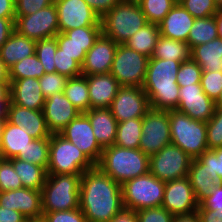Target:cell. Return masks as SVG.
<instances>
[{
    "instance_id": "obj_1",
    "label": "cell",
    "mask_w": 222,
    "mask_h": 222,
    "mask_svg": "<svg viewBox=\"0 0 222 222\" xmlns=\"http://www.w3.org/2000/svg\"><path fill=\"white\" fill-rule=\"evenodd\" d=\"M79 208L87 222H109L124 209L121 185L95 165L81 176Z\"/></svg>"
},
{
    "instance_id": "obj_2",
    "label": "cell",
    "mask_w": 222,
    "mask_h": 222,
    "mask_svg": "<svg viewBox=\"0 0 222 222\" xmlns=\"http://www.w3.org/2000/svg\"><path fill=\"white\" fill-rule=\"evenodd\" d=\"M182 62L149 58L142 89L149 99L151 109L176 110L179 102L177 73Z\"/></svg>"
},
{
    "instance_id": "obj_3",
    "label": "cell",
    "mask_w": 222,
    "mask_h": 222,
    "mask_svg": "<svg viewBox=\"0 0 222 222\" xmlns=\"http://www.w3.org/2000/svg\"><path fill=\"white\" fill-rule=\"evenodd\" d=\"M96 166L122 185L130 179L149 173V156L140 149L111 145L103 149Z\"/></svg>"
},
{
    "instance_id": "obj_4",
    "label": "cell",
    "mask_w": 222,
    "mask_h": 222,
    "mask_svg": "<svg viewBox=\"0 0 222 222\" xmlns=\"http://www.w3.org/2000/svg\"><path fill=\"white\" fill-rule=\"evenodd\" d=\"M102 34L123 44L148 24L138 3L121 1L101 19Z\"/></svg>"
},
{
    "instance_id": "obj_5",
    "label": "cell",
    "mask_w": 222,
    "mask_h": 222,
    "mask_svg": "<svg viewBox=\"0 0 222 222\" xmlns=\"http://www.w3.org/2000/svg\"><path fill=\"white\" fill-rule=\"evenodd\" d=\"M80 182L76 174H48L41 189L42 212L78 209Z\"/></svg>"
},
{
    "instance_id": "obj_6",
    "label": "cell",
    "mask_w": 222,
    "mask_h": 222,
    "mask_svg": "<svg viewBox=\"0 0 222 222\" xmlns=\"http://www.w3.org/2000/svg\"><path fill=\"white\" fill-rule=\"evenodd\" d=\"M171 143L192 159L208 150L206 122L195 120L177 110H169Z\"/></svg>"
},
{
    "instance_id": "obj_7",
    "label": "cell",
    "mask_w": 222,
    "mask_h": 222,
    "mask_svg": "<svg viewBox=\"0 0 222 222\" xmlns=\"http://www.w3.org/2000/svg\"><path fill=\"white\" fill-rule=\"evenodd\" d=\"M95 164L76 145L59 133L49 138V165L47 174H76L82 176Z\"/></svg>"
},
{
    "instance_id": "obj_8",
    "label": "cell",
    "mask_w": 222,
    "mask_h": 222,
    "mask_svg": "<svg viewBox=\"0 0 222 222\" xmlns=\"http://www.w3.org/2000/svg\"><path fill=\"white\" fill-rule=\"evenodd\" d=\"M121 189L124 208L139 211L162 206L165 182L149 172L124 182Z\"/></svg>"
},
{
    "instance_id": "obj_9",
    "label": "cell",
    "mask_w": 222,
    "mask_h": 222,
    "mask_svg": "<svg viewBox=\"0 0 222 222\" xmlns=\"http://www.w3.org/2000/svg\"><path fill=\"white\" fill-rule=\"evenodd\" d=\"M149 57L118 44L110 74L121 87H143Z\"/></svg>"
},
{
    "instance_id": "obj_10",
    "label": "cell",
    "mask_w": 222,
    "mask_h": 222,
    "mask_svg": "<svg viewBox=\"0 0 222 222\" xmlns=\"http://www.w3.org/2000/svg\"><path fill=\"white\" fill-rule=\"evenodd\" d=\"M192 158L181 148L168 144L149 157V172L163 182L188 176Z\"/></svg>"
},
{
    "instance_id": "obj_11",
    "label": "cell",
    "mask_w": 222,
    "mask_h": 222,
    "mask_svg": "<svg viewBox=\"0 0 222 222\" xmlns=\"http://www.w3.org/2000/svg\"><path fill=\"white\" fill-rule=\"evenodd\" d=\"M168 144H171L169 112L150 109L142 117L139 149L150 157Z\"/></svg>"
},
{
    "instance_id": "obj_12",
    "label": "cell",
    "mask_w": 222,
    "mask_h": 222,
    "mask_svg": "<svg viewBox=\"0 0 222 222\" xmlns=\"http://www.w3.org/2000/svg\"><path fill=\"white\" fill-rule=\"evenodd\" d=\"M15 30L22 36L38 41L55 37L59 33L55 4L27 16L15 17Z\"/></svg>"
},
{
    "instance_id": "obj_13",
    "label": "cell",
    "mask_w": 222,
    "mask_h": 222,
    "mask_svg": "<svg viewBox=\"0 0 222 222\" xmlns=\"http://www.w3.org/2000/svg\"><path fill=\"white\" fill-rule=\"evenodd\" d=\"M59 134L76 145L95 165L98 164L103 148L97 142L89 118L84 113L71 120Z\"/></svg>"
},
{
    "instance_id": "obj_14",
    "label": "cell",
    "mask_w": 222,
    "mask_h": 222,
    "mask_svg": "<svg viewBox=\"0 0 222 222\" xmlns=\"http://www.w3.org/2000/svg\"><path fill=\"white\" fill-rule=\"evenodd\" d=\"M55 6L59 33L80 27H101L100 17L84 0H62Z\"/></svg>"
},
{
    "instance_id": "obj_15",
    "label": "cell",
    "mask_w": 222,
    "mask_h": 222,
    "mask_svg": "<svg viewBox=\"0 0 222 222\" xmlns=\"http://www.w3.org/2000/svg\"><path fill=\"white\" fill-rule=\"evenodd\" d=\"M118 123L142 118L150 109L149 99L141 87H121L109 107Z\"/></svg>"
},
{
    "instance_id": "obj_16",
    "label": "cell",
    "mask_w": 222,
    "mask_h": 222,
    "mask_svg": "<svg viewBox=\"0 0 222 222\" xmlns=\"http://www.w3.org/2000/svg\"><path fill=\"white\" fill-rule=\"evenodd\" d=\"M162 207L173 216L197 211L199 202L196 200L188 176L165 182Z\"/></svg>"
},
{
    "instance_id": "obj_17",
    "label": "cell",
    "mask_w": 222,
    "mask_h": 222,
    "mask_svg": "<svg viewBox=\"0 0 222 222\" xmlns=\"http://www.w3.org/2000/svg\"><path fill=\"white\" fill-rule=\"evenodd\" d=\"M215 108V101L204 93L200 83L179 86L177 111L192 119L207 122L213 116Z\"/></svg>"
},
{
    "instance_id": "obj_18",
    "label": "cell",
    "mask_w": 222,
    "mask_h": 222,
    "mask_svg": "<svg viewBox=\"0 0 222 222\" xmlns=\"http://www.w3.org/2000/svg\"><path fill=\"white\" fill-rule=\"evenodd\" d=\"M0 206L19 211L27 220H42L41 190L23 187L0 191Z\"/></svg>"
},
{
    "instance_id": "obj_19",
    "label": "cell",
    "mask_w": 222,
    "mask_h": 222,
    "mask_svg": "<svg viewBox=\"0 0 222 222\" xmlns=\"http://www.w3.org/2000/svg\"><path fill=\"white\" fill-rule=\"evenodd\" d=\"M118 43L101 34L86 52L82 64V75L110 73Z\"/></svg>"
},
{
    "instance_id": "obj_20",
    "label": "cell",
    "mask_w": 222,
    "mask_h": 222,
    "mask_svg": "<svg viewBox=\"0 0 222 222\" xmlns=\"http://www.w3.org/2000/svg\"><path fill=\"white\" fill-rule=\"evenodd\" d=\"M48 130L59 133L81 112L67 99L63 92L54 93L45 99L43 108Z\"/></svg>"
},
{
    "instance_id": "obj_21",
    "label": "cell",
    "mask_w": 222,
    "mask_h": 222,
    "mask_svg": "<svg viewBox=\"0 0 222 222\" xmlns=\"http://www.w3.org/2000/svg\"><path fill=\"white\" fill-rule=\"evenodd\" d=\"M7 121L15 126L25 127V132L34 139L50 138L43 110L28 109L10 104Z\"/></svg>"
},
{
    "instance_id": "obj_22",
    "label": "cell",
    "mask_w": 222,
    "mask_h": 222,
    "mask_svg": "<svg viewBox=\"0 0 222 222\" xmlns=\"http://www.w3.org/2000/svg\"><path fill=\"white\" fill-rule=\"evenodd\" d=\"M84 76L87 78L90 109L109 108L121 88L119 82L110 73Z\"/></svg>"
},
{
    "instance_id": "obj_23",
    "label": "cell",
    "mask_w": 222,
    "mask_h": 222,
    "mask_svg": "<svg viewBox=\"0 0 222 222\" xmlns=\"http://www.w3.org/2000/svg\"><path fill=\"white\" fill-rule=\"evenodd\" d=\"M195 18L178 2L159 23V31L162 37L187 42Z\"/></svg>"
},
{
    "instance_id": "obj_24",
    "label": "cell",
    "mask_w": 222,
    "mask_h": 222,
    "mask_svg": "<svg viewBox=\"0 0 222 222\" xmlns=\"http://www.w3.org/2000/svg\"><path fill=\"white\" fill-rule=\"evenodd\" d=\"M11 103L28 109L43 110L45 98L40 89L39 79L22 78L10 83Z\"/></svg>"
},
{
    "instance_id": "obj_25",
    "label": "cell",
    "mask_w": 222,
    "mask_h": 222,
    "mask_svg": "<svg viewBox=\"0 0 222 222\" xmlns=\"http://www.w3.org/2000/svg\"><path fill=\"white\" fill-rule=\"evenodd\" d=\"M90 121L93 133L99 145L104 149L114 145L118 122L109 108L89 109L84 113Z\"/></svg>"
},
{
    "instance_id": "obj_26",
    "label": "cell",
    "mask_w": 222,
    "mask_h": 222,
    "mask_svg": "<svg viewBox=\"0 0 222 222\" xmlns=\"http://www.w3.org/2000/svg\"><path fill=\"white\" fill-rule=\"evenodd\" d=\"M36 41L20 35L16 30L0 47V58L5 67L9 69L24 58L34 55Z\"/></svg>"
},
{
    "instance_id": "obj_27",
    "label": "cell",
    "mask_w": 222,
    "mask_h": 222,
    "mask_svg": "<svg viewBox=\"0 0 222 222\" xmlns=\"http://www.w3.org/2000/svg\"><path fill=\"white\" fill-rule=\"evenodd\" d=\"M191 58L200 65L202 72H222V39L217 37L193 47Z\"/></svg>"
},
{
    "instance_id": "obj_28",
    "label": "cell",
    "mask_w": 222,
    "mask_h": 222,
    "mask_svg": "<svg viewBox=\"0 0 222 222\" xmlns=\"http://www.w3.org/2000/svg\"><path fill=\"white\" fill-rule=\"evenodd\" d=\"M24 130L25 127L15 126L6 121L0 147V155L3 159L15 158L20 152H24L34 139Z\"/></svg>"
},
{
    "instance_id": "obj_29",
    "label": "cell",
    "mask_w": 222,
    "mask_h": 222,
    "mask_svg": "<svg viewBox=\"0 0 222 222\" xmlns=\"http://www.w3.org/2000/svg\"><path fill=\"white\" fill-rule=\"evenodd\" d=\"M159 26L148 23L123 43L128 48L151 58L160 37Z\"/></svg>"
},
{
    "instance_id": "obj_30",
    "label": "cell",
    "mask_w": 222,
    "mask_h": 222,
    "mask_svg": "<svg viewBox=\"0 0 222 222\" xmlns=\"http://www.w3.org/2000/svg\"><path fill=\"white\" fill-rule=\"evenodd\" d=\"M9 160L12 162L13 168L19 176L23 187L35 190L43 188L48 175L45 168L18 158H11Z\"/></svg>"
},
{
    "instance_id": "obj_31",
    "label": "cell",
    "mask_w": 222,
    "mask_h": 222,
    "mask_svg": "<svg viewBox=\"0 0 222 222\" xmlns=\"http://www.w3.org/2000/svg\"><path fill=\"white\" fill-rule=\"evenodd\" d=\"M151 58L184 62L191 58L187 42L160 36Z\"/></svg>"
},
{
    "instance_id": "obj_32",
    "label": "cell",
    "mask_w": 222,
    "mask_h": 222,
    "mask_svg": "<svg viewBox=\"0 0 222 222\" xmlns=\"http://www.w3.org/2000/svg\"><path fill=\"white\" fill-rule=\"evenodd\" d=\"M188 178L199 203L219 185L194 159L189 167Z\"/></svg>"
},
{
    "instance_id": "obj_33",
    "label": "cell",
    "mask_w": 222,
    "mask_h": 222,
    "mask_svg": "<svg viewBox=\"0 0 222 222\" xmlns=\"http://www.w3.org/2000/svg\"><path fill=\"white\" fill-rule=\"evenodd\" d=\"M63 93L81 113H85L90 109L86 76L80 75L68 78Z\"/></svg>"
},
{
    "instance_id": "obj_34",
    "label": "cell",
    "mask_w": 222,
    "mask_h": 222,
    "mask_svg": "<svg viewBox=\"0 0 222 222\" xmlns=\"http://www.w3.org/2000/svg\"><path fill=\"white\" fill-rule=\"evenodd\" d=\"M142 135V118H133L118 123L114 145L123 148L139 149Z\"/></svg>"
},
{
    "instance_id": "obj_35",
    "label": "cell",
    "mask_w": 222,
    "mask_h": 222,
    "mask_svg": "<svg viewBox=\"0 0 222 222\" xmlns=\"http://www.w3.org/2000/svg\"><path fill=\"white\" fill-rule=\"evenodd\" d=\"M218 37V30L214 16L195 18L189 31L187 44L192 49L199 44H205Z\"/></svg>"
},
{
    "instance_id": "obj_36",
    "label": "cell",
    "mask_w": 222,
    "mask_h": 222,
    "mask_svg": "<svg viewBox=\"0 0 222 222\" xmlns=\"http://www.w3.org/2000/svg\"><path fill=\"white\" fill-rule=\"evenodd\" d=\"M44 74L45 69L36 54L24 58L8 69L10 83L17 79L29 77L39 79Z\"/></svg>"
},
{
    "instance_id": "obj_37",
    "label": "cell",
    "mask_w": 222,
    "mask_h": 222,
    "mask_svg": "<svg viewBox=\"0 0 222 222\" xmlns=\"http://www.w3.org/2000/svg\"><path fill=\"white\" fill-rule=\"evenodd\" d=\"M15 158L28 161L47 170L49 165V138L33 139L24 152H20Z\"/></svg>"
},
{
    "instance_id": "obj_38",
    "label": "cell",
    "mask_w": 222,
    "mask_h": 222,
    "mask_svg": "<svg viewBox=\"0 0 222 222\" xmlns=\"http://www.w3.org/2000/svg\"><path fill=\"white\" fill-rule=\"evenodd\" d=\"M177 0H141L138 4L148 23L159 25Z\"/></svg>"
},
{
    "instance_id": "obj_39",
    "label": "cell",
    "mask_w": 222,
    "mask_h": 222,
    "mask_svg": "<svg viewBox=\"0 0 222 222\" xmlns=\"http://www.w3.org/2000/svg\"><path fill=\"white\" fill-rule=\"evenodd\" d=\"M216 183L222 184V147L205 151L194 159Z\"/></svg>"
},
{
    "instance_id": "obj_40",
    "label": "cell",
    "mask_w": 222,
    "mask_h": 222,
    "mask_svg": "<svg viewBox=\"0 0 222 222\" xmlns=\"http://www.w3.org/2000/svg\"><path fill=\"white\" fill-rule=\"evenodd\" d=\"M57 40L56 37L45 38L42 40L36 41V50L35 54L38 59L41 61L45 73H55V63L54 57L57 50Z\"/></svg>"
},
{
    "instance_id": "obj_41",
    "label": "cell",
    "mask_w": 222,
    "mask_h": 222,
    "mask_svg": "<svg viewBox=\"0 0 222 222\" xmlns=\"http://www.w3.org/2000/svg\"><path fill=\"white\" fill-rule=\"evenodd\" d=\"M178 3L194 18L214 16L220 9L216 0H178Z\"/></svg>"
},
{
    "instance_id": "obj_42",
    "label": "cell",
    "mask_w": 222,
    "mask_h": 222,
    "mask_svg": "<svg viewBox=\"0 0 222 222\" xmlns=\"http://www.w3.org/2000/svg\"><path fill=\"white\" fill-rule=\"evenodd\" d=\"M208 150L222 147V106H216L213 116L206 122Z\"/></svg>"
},
{
    "instance_id": "obj_43",
    "label": "cell",
    "mask_w": 222,
    "mask_h": 222,
    "mask_svg": "<svg viewBox=\"0 0 222 222\" xmlns=\"http://www.w3.org/2000/svg\"><path fill=\"white\" fill-rule=\"evenodd\" d=\"M54 63L56 72L67 78H73L82 75V66L63 50L57 47Z\"/></svg>"
},
{
    "instance_id": "obj_44",
    "label": "cell",
    "mask_w": 222,
    "mask_h": 222,
    "mask_svg": "<svg viewBox=\"0 0 222 222\" xmlns=\"http://www.w3.org/2000/svg\"><path fill=\"white\" fill-rule=\"evenodd\" d=\"M202 68L192 58L181 63L177 73L179 86L193 85L200 83Z\"/></svg>"
},
{
    "instance_id": "obj_45",
    "label": "cell",
    "mask_w": 222,
    "mask_h": 222,
    "mask_svg": "<svg viewBox=\"0 0 222 222\" xmlns=\"http://www.w3.org/2000/svg\"><path fill=\"white\" fill-rule=\"evenodd\" d=\"M23 188L21 180L15 172L9 159L0 162V191H9Z\"/></svg>"
},
{
    "instance_id": "obj_46",
    "label": "cell",
    "mask_w": 222,
    "mask_h": 222,
    "mask_svg": "<svg viewBox=\"0 0 222 222\" xmlns=\"http://www.w3.org/2000/svg\"><path fill=\"white\" fill-rule=\"evenodd\" d=\"M69 42L76 45H94L95 41L102 34V27H80L65 31Z\"/></svg>"
},
{
    "instance_id": "obj_47",
    "label": "cell",
    "mask_w": 222,
    "mask_h": 222,
    "mask_svg": "<svg viewBox=\"0 0 222 222\" xmlns=\"http://www.w3.org/2000/svg\"><path fill=\"white\" fill-rule=\"evenodd\" d=\"M68 78L59 73H45L39 78L40 89L42 95L46 99L54 93L63 92Z\"/></svg>"
},
{
    "instance_id": "obj_48",
    "label": "cell",
    "mask_w": 222,
    "mask_h": 222,
    "mask_svg": "<svg viewBox=\"0 0 222 222\" xmlns=\"http://www.w3.org/2000/svg\"><path fill=\"white\" fill-rule=\"evenodd\" d=\"M55 37L58 48L63 50V53L71 56L82 66L85 60L86 52L93 45H76L75 43H71L69 42V37L64 33H58Z\"/></svg>"
},
{
    "instance_id": "obj_49",
    "label": "cell",
    "mask_w": 222,
    "mask_h": 222,
    "mask_svg": "<svg viewBox=\"0 0 222 222\" xmlns=\"http://www.w3.org/2000/svg\"><path fill=\"white\" fill-rule=\"evenodd\" d=\"M200 85L204 93L216 101L222 91V72H202Z\"/></svg>"
},
{
    "instance_id": "obj_50",
    "label": "cell",
    "mask_w": 222,
    "mask_h": 222,
    "mask_svg": "<svg viewBox=\"0 0 222 222\" xmlns=\"http://www.w3.org/2000/svg\"><path fill=\"white\" fill-rule=\"evenodd\" d=\"M41 222H87L80 208L65 211L43 212Z\"/></svg>"
},
{
    "instance_id": "obj_51",
    "label": "cell",
    "mask_w": 222,
    "mask_h": 222,
    "mask_svg": "<svg viewBox=\"0 0 222 222\" xmlns=\"http://www.w3.org/2000/svg\"><path fill=\"white\" fill-rule=\"evenodd\" d=\"M138 222H173L174 216L162 206L136 211Z\"/></svg>"
},
{
    "instance_id": "obj_52",
    "label": "cell",
    "mask_w": 222,
    "mask_h": 222,
    "mask_svg": "<svg viewBox=\"0 0 222 222\" xmlns=\"http://www.w3.org/2000/svg\"><path fill=\"white\" fill-rule=\"evenodd\" d=\"M51 4L50 0H15V17L32 15Z\"/></svg>"
},
{
    "instance_id": "obj_53",
    "label": "cell",
    "mask_w": 222,
    "mask_h": 222,
    "mask_svg": "<svg viewBox=\"0 0 222 222\" xmlns=\"http://www.w3.org/2000/svg\"><path fill=\"white\" fill-rule=\"evenodd\" d=\"M197 210H216V213L222 214V184L199 203Z\"/></svg>"
},
{
    "instance_id": "obj_54",
    "label": "cell",
    "mask_w": 222,
    "mask_h": 222,
    "mask_svg": "<svg viewBox=\"0 0 222 222\" xmlns=\"http://www.w3.org/2000/svg\"><path fill=\"white\" fill-rule=\"evenodd\" d=\"M100 19L122 0H84Z\"/></svg>"
},
{
    "instance_id": "obj_55",
    "label": "cell",
    "mask_w": 222,
    "mask_h": 222,
    "mask_svg": "<svg viewBox=\"0 0 222 222\" xmlns=\"http://www.w3.org/2000/svg\"><path fill=\"white\" fill-rule=\"evenodd\" d=\"M27 218L17 210L0 206V222H26Z\"/></svg>"
},
{
    "instance_id": "obj_56",
    "label": "cell",
    "mask_w": 222,
    "mask_h": 222,
    "mask_svg": "<svg viewBox=\"0 0 222 222\" xmlns=\"http://www.w3.org/2000/svg\"><path fill=\"white\" fill-rule=\"evenodd\" d=\"M15 31V19L0 18V47Z\"/></svg>"
},
{
    "instance_id": "obj_57",
    "label": "cell",
    "mask_w": 222,
    "mask_h": 222,
    "mask_svg": "<svg viewBox=\"0 0 222 222\" xmlns=\"http://www.w3.org/2000/svg\"><path fill=\"white\" fill-rule=\"evenodd\" d=\"M0 18L15 19V0H0Z\"/></svg>"
},
{
    "instance_id": "obj_58",
    "label": "cell",
    "mask_w": 222,
    "mask_h": 222,
    "mask_svg": "<svg viewBox=\"0 0 222 222\" xmlns=\"http://www.w3.org/2000/svg\"><path fill=\"white\" fill-rule=\"evenodd\" d=\"M109 222H138L136 211L123 209Z\"/></svg>"
},
{
    "instance_id": "obj_59",
    "label": "cell",
    "mask_w": 222,
    "mask_h": 222,
    "mask_svg": "<svg viewBox=\"0 0 222 222\" xmlns=\"http://www.w3.org/2000/svg\"><path fill=\"white\" fill-rule=\"evenodd\" d=\"M200 222H222V214L216 210H197Z\"/></svg>"
},
{
    "instance_id": "obj_60",
    "label": "cell",
    "mask_w": 222,
    "mask_h": 222,
    "mask_svg": "<svg viewBox=\"0 0 222 222\" xmlns=\"http://www.w3.org/2000/svg\"><path fill=\"white\" fill-rule=\"evenodd\" d=\"M173 222H200V219L196 211L187 215H176L174 216Z\"/></svg>"
},
{
    "instance_id": "obj_61",
    "label": "cell",
    "mask_w": 222,
    "mask_h": 222,
    "mask_svg": "<svg viewBox=\"0 0 222 222\" xmlns=\"http://www.w3.org/2000/svg\"><path fill=\"white\" fill-rule=\"evenodd\" d=\"M11 98H0V119H7Z\"/></svg>"
},
{
    "instance_id": "obj_62",
    "label": "cell",
    "mask_w": 222,
    "mask_h": 222,
    "mask_svg": "<svg viewBox=\"0 0 222 222\" xmlns=\"http://www.w3.org/2000/svg\"><path fill=\"white\" fill-rule=\"evenodd\" d=\"M0 98H11L10 82H0Z\"/></svg>"
},
{
    "instance_id": "obj_63",
    "label": "cell",
    "mask_w": 222,
    "mask_h": 222,
    "mask_svg": "<svg viewBox=\"0 0 222 222\" xmlns=\"http://www.w3.org/2000/svg\"><path fill=\"white\" fill-rule=\"evenodd\" d=\"M216 20L218 37L222 39V8H220L214 15Z\"/></svg>"
},
{
    "instance_id": "obj_64",
    "label": "cell",
    "mask_w": 222,
    "mask_h": 222,
    "mask_svg": "<svg viewBox=\"0 0 222 222\" xmlns=\"http://www.w3.org/2000/svg\"><path fill=\"white\" fill-rule=\"evenodd\" d=\"M0 82H10L8 79V69L0 58Z\"/></svg>"
},
{
    "instance_id": "obj_65",
    "label": "cell",
    "mask_w": 222,
    "mask_h": 222,
    "mask_svg": "<svg viewBox=\"0 0 222 222\" xmlns=\"http://www.w3.org/2000/svg\"><path fill=\"white\" fill-rule=\"evenodd\" d=\"M6 121L7 119H0V147L2 143V135L4 132L5 125H6Z\"/></svg>"
},
{
    "instance_id": "obj_66",
    "label": "cell",
    "mask_w": 222,
    "mask_h": 222,
    "mask_svg": "<svg viewBox=\"0 0 222 222\" xmlns=\"http://www.w3.org/2000/svg\"><path fill=\"white\" fill-rule=\"evenodd\" d=\"M216 106H222V91L218 99L215 101Z\"/></svg>"
},
{
    "instance_id": "obj_67",
    "label": "cell",
    "mask_w": 222,
    "mask_h": 222,
    "mask_svg": "<svg viewBox=\"0 0 222 222\" xmlns=\"http://www.w3.org/2000/svg\"><path fill=\"white\" fill-rule=\"evenodd\" d=\"M125 2H131V3H139L141 0H122Z\"/></svg>"
},
{
    "instance_id": "obj_68",
    "label": "cell",
    "mask_w": 222,
    "mask_h": 222,
    "mask_svg": "<svg viewBox=\"0 0 222 222\" xmlns=\"http://www.w3.org/2000/svg\"><path fill=\"white\" fill-rule=\"evenodd\" d=\"M216 2H217V4H218V6H219L220 8H222V0H216Z\"/></svg>"
},
{
    "instance_id": "obj_69",
    "label": "cell",
    "mask_w": 222,
    "mask_h": 222,
    "mask_svg": "<svg viewBox=\"0 0 222 222\" xmlns=\"http://www.w3.org/2000/svg\"><path fill=\"white\" fill-rule=\"evenodd\" d=\"M52 4H57L58 2L62 1V0H50Z\"/></svg>"
},
{
    "instance_id": "obj_70",
    "label": "cell",
    "mask_w": 222,
    "mask_h": 222,
    "mask_svg": "<svg viewBox=\"0 0 222 222\" xmlns=\"http://www.w3.org/2000/svg\"><path fill=\"white\" fill-rule=\"evenodd\" d=\"M26 222H41V221H35V220H28Z\"/></svg>"
}]
</instances>
